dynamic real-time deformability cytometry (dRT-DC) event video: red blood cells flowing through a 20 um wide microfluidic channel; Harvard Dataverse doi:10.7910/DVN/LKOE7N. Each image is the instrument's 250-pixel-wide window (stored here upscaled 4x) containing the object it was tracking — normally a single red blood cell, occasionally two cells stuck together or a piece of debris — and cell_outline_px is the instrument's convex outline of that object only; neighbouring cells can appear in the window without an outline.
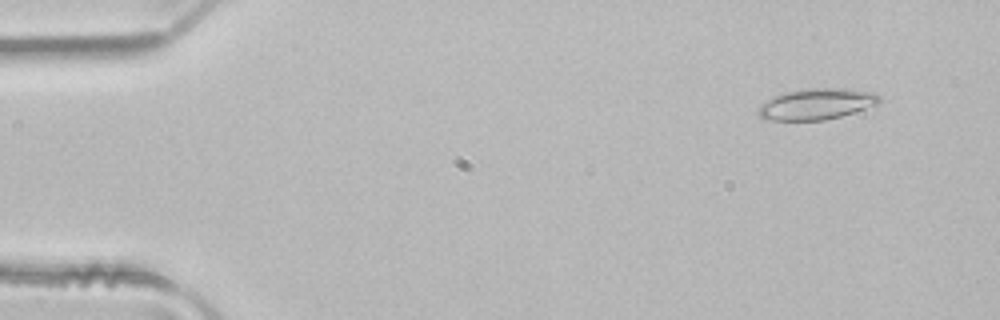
{"species": "common noctule bat (a hibernating species)", "species_latin": "Nyctalus noctula", "temperature_condition": "room temperature", "stored_images_in_passage": 4, "camera_frame_rate_fps": 3000, "um_per_image_px": 0.085, "animal": {"sex": "male", "body_mass_g": 21.5, "forearm_length_mm": 52.0}, "frame": {"image": 1, "passage_image": 4, "time_ms": 1.0, "image_size_px": [1000, 320], "cell_outline_px": [[880, 104], [840, 116], [824, 120], [768, 120], [760, 116], [756, 112], [760, 104], [776, 96], [788, 92], [812, 88], [848, 88], [872, 92], [880, 96]], "centroid_in_image_um": [69.44, 8.84], "position_along_channel_um": 15.6, "area_um2": 21.73}}